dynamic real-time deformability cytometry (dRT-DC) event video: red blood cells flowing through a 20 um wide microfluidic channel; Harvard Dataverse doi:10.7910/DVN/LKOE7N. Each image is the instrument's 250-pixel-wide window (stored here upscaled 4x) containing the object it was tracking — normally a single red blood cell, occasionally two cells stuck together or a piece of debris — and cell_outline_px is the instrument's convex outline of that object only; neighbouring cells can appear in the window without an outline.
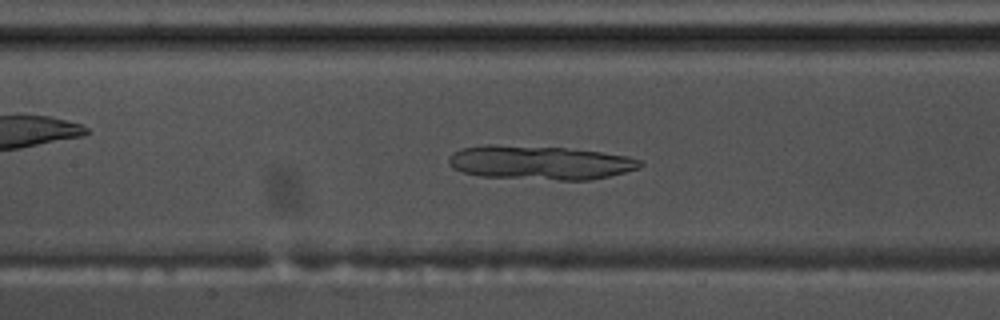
{"species": "common noctule bat (a hibernating species)", "species_latin": "Nyctalus noctula", "temperature_condition": "warm", "stored_images_in_passage": 54, "camera_frame_rate_fps": 3000, "um_per_image_px": 0.085, "animal": {"sex": "male", "body_mass_g": 17.5, "forearm_length_mm": 52.3}, "frame": {"image": 1, "passage_image": 25, "time_ms": 8.0, "image_size_px": [1000, 320], "cell_outline_px": [[644, 164], [640, 168], [608, 176], [588, 180], [560, 180], [480, 176], [464, 172], [452, 168], [448, 164], [448, 160], [456, 152], [464, 148], [484, 144], [492, 144], [564, 148], [600, 152], [628, 156], [640, 160]], "centroid_in_image_um": [45.91, 13.82], "position_along_channel_um": 161.5, "area_um2": 37.63}}
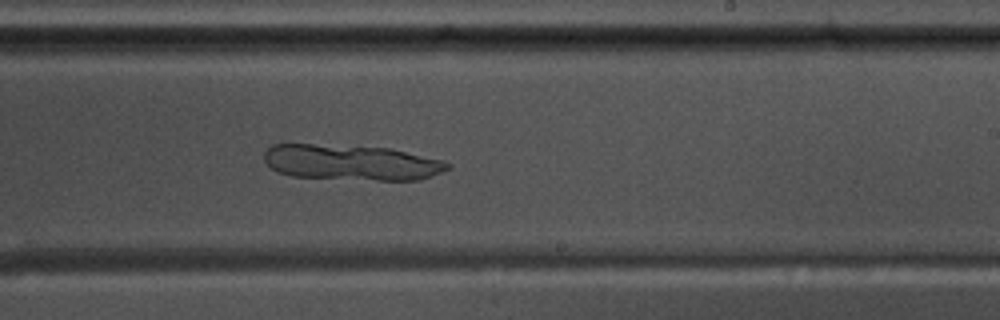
{"frame": {"image": 2, "passage_image": 33, "time_ms": 10.667, "image_size_px": [1000, 320], "cell_outline_px": [[452, 164], [448, 168], [432, 176], [420, 180], [376, 180], [292, 176], [276, 172], [264, 160], [264, 152], [272, 144], [312, 144], [388, 148], [444, 160]], "centroid_in_image_um": [29.86, 13.81], "position_along_channel_um": 259.1, "area_um2": 37.86}}
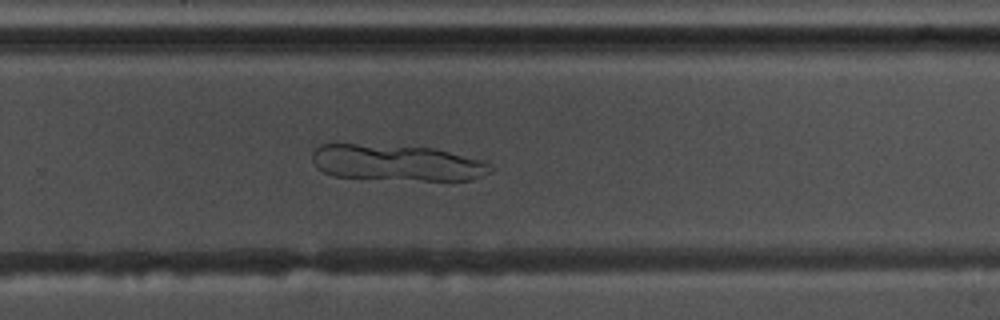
{"frame": {"image": 3, "passage_image": 36, "time_ms": 11.667, "image_size_px": [1000, 320], "cell_outline_px": [[496, 168], [492, 172], [472, 180], [424, 180], [332, 176], [316, 168], [312, 160], [312, 152], [320, 144], [356, 144], [432, 148], [488, 160]], "centroid_in_image_um": [33.81, 13.84], "position_along_channel_um": 296.0, "area_um2": 37.74}}